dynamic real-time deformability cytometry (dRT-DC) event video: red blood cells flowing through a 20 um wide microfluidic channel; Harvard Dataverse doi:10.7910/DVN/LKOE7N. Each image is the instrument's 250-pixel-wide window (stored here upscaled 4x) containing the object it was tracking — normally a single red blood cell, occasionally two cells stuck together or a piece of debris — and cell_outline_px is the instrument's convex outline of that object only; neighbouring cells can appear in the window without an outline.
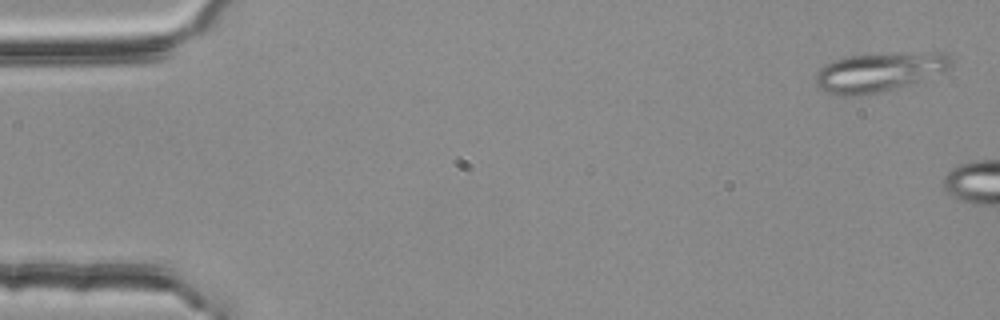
{"species": "common noctule bat (a hibernating species)", "species_latin": "Nyctalus noctula", "temperature_condition": "room temperature", "stored_images_in_passage": 7, "camera_frame_rate_fps": 3000, "um_per_image_px": 0.085, "animal": {"sex": "female", "body_mass_g": 25.1}, "frame": {"image": 1, "passage_image": 2, "time_ms": 0.333, "image_size_px": [1000, 320], "cell_outline_px": [[952, 64], [948, 68], [916, 84], [904, 88], [852, 96], [844, 96], [828, 92], [820, 88], [816, 84], [816, 72], [824, 64], [832, 60], [844, 56], [940, 52], [944, 52], [952, 60]], "centroid_in_image_um": [74.72, 6.14], "position_along_channel_um": 10.3, "area_um2": 30.87}}